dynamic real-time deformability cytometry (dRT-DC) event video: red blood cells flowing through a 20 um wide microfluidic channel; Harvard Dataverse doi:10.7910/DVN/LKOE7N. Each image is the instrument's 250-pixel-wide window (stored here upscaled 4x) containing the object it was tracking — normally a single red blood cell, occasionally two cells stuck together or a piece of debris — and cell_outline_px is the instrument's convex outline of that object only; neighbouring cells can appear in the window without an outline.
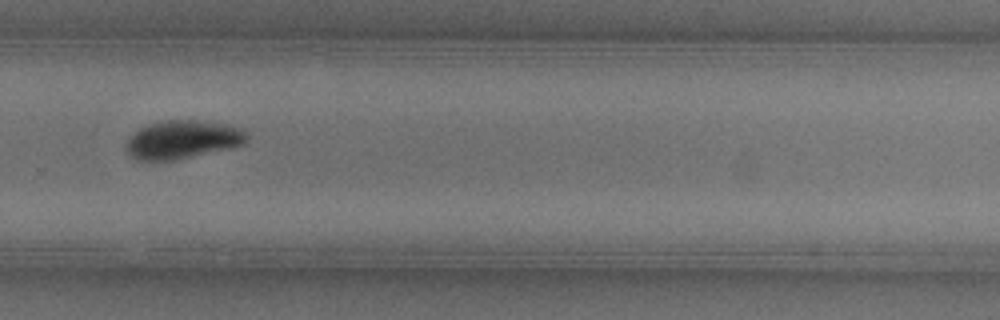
{"species": "common noctule bat (a hibernating species)", "species_latin": "Nyctalus noctula", "temperature_condition": "warm", "stored_images_in_passage": 28, "camera_frame_rate_fps": 3000, "um_per_image_px": 0.085, "animal": {"sex": "female"}, "frame": {"image": 1, "passage_image": 23, "time_ms": 7.333, "image_size_px": [1000, 320], "cell_outline_px": [[248, 136], [244, 144], [232, 148], [176, 160], [136, 160], [128, 156], [124, 144], [140, 128], [148, 124], [164, 120], [200, 120], [232, 124], [244, 128]], "centroid_in_image_um": [15.56, 11.86], "position_along_channel_um": 314.2, "area_um2": 27.46}, "authors_computed_cell_mechanics": {"area_um2": 27.9174, "velocity_mm_per_s": 3.9539, "shape_relaxation_time_tau1_ms": 2.9328, "shape_relaxation_time_tau2_ms": null, "deformation_change_tau1": 0.1333, "deformation_change_tau2": null}}